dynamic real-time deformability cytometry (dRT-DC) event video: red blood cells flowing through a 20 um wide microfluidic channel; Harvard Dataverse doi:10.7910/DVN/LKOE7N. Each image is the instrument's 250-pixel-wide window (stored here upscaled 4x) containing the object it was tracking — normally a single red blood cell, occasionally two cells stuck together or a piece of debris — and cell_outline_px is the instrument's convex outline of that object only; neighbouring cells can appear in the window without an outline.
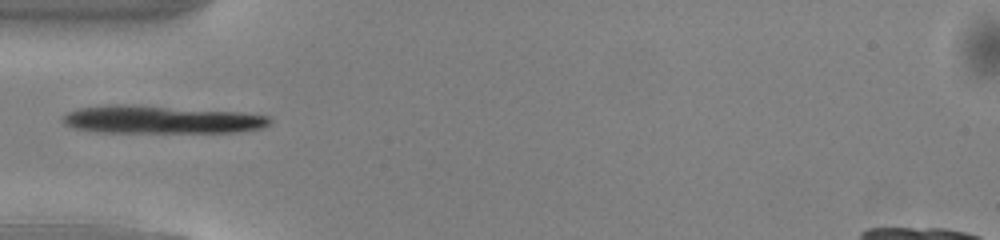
{"species": "common noctule bat (a hibernating species)", "species_latin": "Nyctalus noctula", "temperature_condition": "warm", "stored_images_in_passage": 34, "camera_frame_rate_fps": 3000, "um_per_image_px": 0.085, "animal": {"sex": "male", "body_mass_g": 13.0, "forearm_length_mm": 53.1}, "frame": {"image": 1, "passage_image": 1, "time_ms": 0.0, "image_size_px": [1000, 240], "cell_outline_px": [[272, 124], [264, 128], [236, 132], [96, 132], [72, 128], [64, 124], [60, 120], [68, 112], [80, 108], [108, 104], [128, 104], [240, 112], [268, 116], [272, 120]], "centroid_in_image_um": [13.69, 10.17], "position_along_channel_um": 71.3, "area_um2": 33.87}}
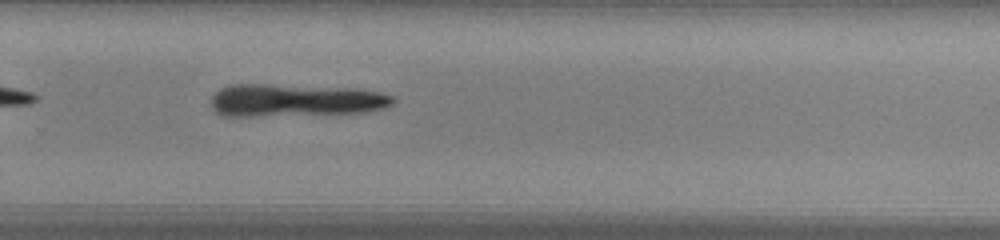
{"frame": {"image": 2, "passage_image": 18, "time_ms": 5.667, "image_size_px": [1000, 240], "cell_outline_px": [[396, 100], [392, 104], [384, 108], [360, 112], [252, 116], [224, 116], [216, 112], [212, 108], [212, 96], [220, 88], [228, 84], [268, 84], [356, 88], [380, 92], [392, 96]], "centroid_in_image_um": [25.06, 8.51], "position_along_channel_um": 304.7, "area_um2": 34.51}}
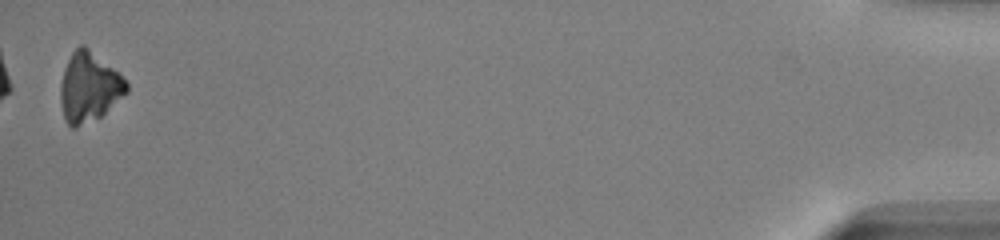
{"frame": {"image": 3, "passage_image": 34, "time_ms": 11.0, "image_size_px": [1000, 240], "cell_outline_px": [[128, 92], [100, 116], [76, 128], [72, 128], [64, 120], [60, 100], [60, 84], [64, 68], [72, 52], [80, 44], [84, 44], [112, 68], [128, 84]], "centroid_in_image_um": [7.53, 7.42], "position_along_channel_um": 427.7, "area_um2": 26.41}}